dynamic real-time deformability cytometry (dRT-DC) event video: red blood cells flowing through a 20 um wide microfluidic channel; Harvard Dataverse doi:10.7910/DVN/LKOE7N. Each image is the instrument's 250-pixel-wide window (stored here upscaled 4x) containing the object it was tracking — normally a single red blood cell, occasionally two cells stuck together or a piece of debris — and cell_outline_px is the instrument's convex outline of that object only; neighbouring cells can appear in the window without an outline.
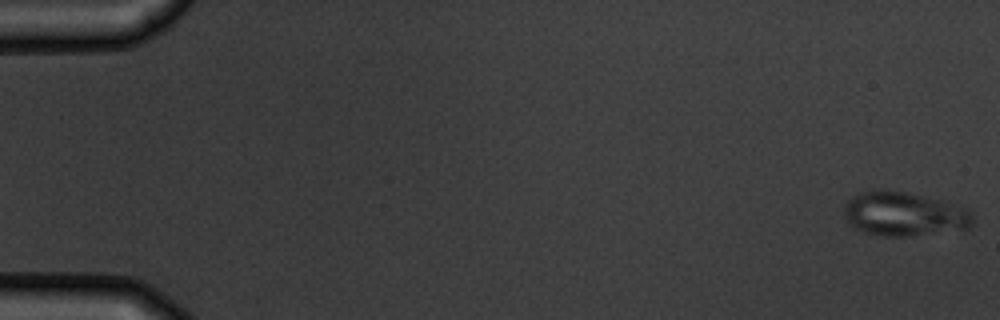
{"species": "common noctule bat (a hibernating species)", "species_latin": "Nyctalus noctula", "temperature_condition": "warm", "stored_images_in_passage": 9, "camera_frame_rate_fps": 3000, "um_per_image_px": 0.085, "animal": {"sex": "male", "body_mass_g": 19.5, "forearm_length_mm": 54.6}, "frame": {"image": 1, "passage_image": 1, "time_ms": 0.0, "image_size_px": [1000, 320], "cell_outline_px": [[972, 224], [968, 228], [908, 236], [880, 236], [864, 232], [848, 224], [844, 216], [844, 204], [852, 196], [864, 192], [880, 188], [908, 192], [940, 200], [964, 208], [972, 216]], "centroid_in_image_um": [76.76, 18.18], "position_along_channel_um": 8.2, "area_um2": 32.89}}